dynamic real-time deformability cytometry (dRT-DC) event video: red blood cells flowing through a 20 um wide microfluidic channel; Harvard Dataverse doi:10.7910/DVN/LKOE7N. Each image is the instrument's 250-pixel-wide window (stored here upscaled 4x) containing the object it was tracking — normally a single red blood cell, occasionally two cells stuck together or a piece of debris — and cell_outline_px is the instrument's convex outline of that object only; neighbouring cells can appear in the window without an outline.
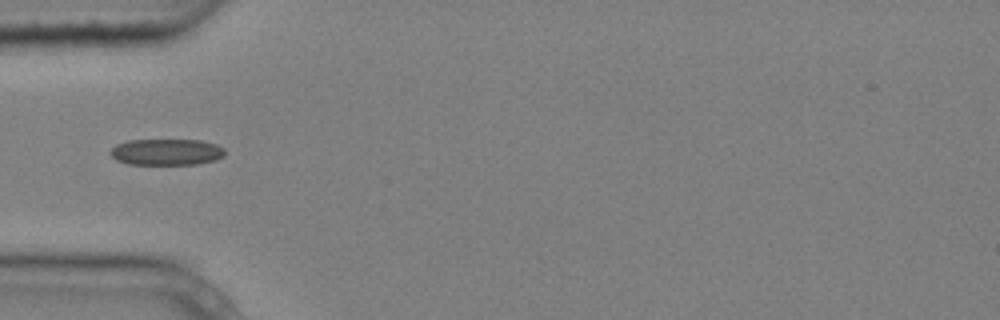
{"species": "common noctule bat (a hibernating species)", "species_latin": "Nyctalus noctula", "temperature_condition": "cold", "stored_images_in_passage": 3, "camera_frame_rate_fps": 3000, "um_per_image_px": 0.085, "animal": {"sex": "male", "body_mass_g": 20.4}, "frame": {"image": 1, "passage_image": 3, "time_ms": 0.667, "image_size_px": [1000, 320], "cell_outline_px": [[224, 156], [216, 160], [196, 164], [128, 164], [116, 160], [112, 156], [112, 148], [116, 144], [128, 140], [200, 140], [216, 144], [224, 148]], "centroid_in_image_um": [14.17, 12.92], "position_along_channel_um": 70.8, "area_um2": 17.51}}